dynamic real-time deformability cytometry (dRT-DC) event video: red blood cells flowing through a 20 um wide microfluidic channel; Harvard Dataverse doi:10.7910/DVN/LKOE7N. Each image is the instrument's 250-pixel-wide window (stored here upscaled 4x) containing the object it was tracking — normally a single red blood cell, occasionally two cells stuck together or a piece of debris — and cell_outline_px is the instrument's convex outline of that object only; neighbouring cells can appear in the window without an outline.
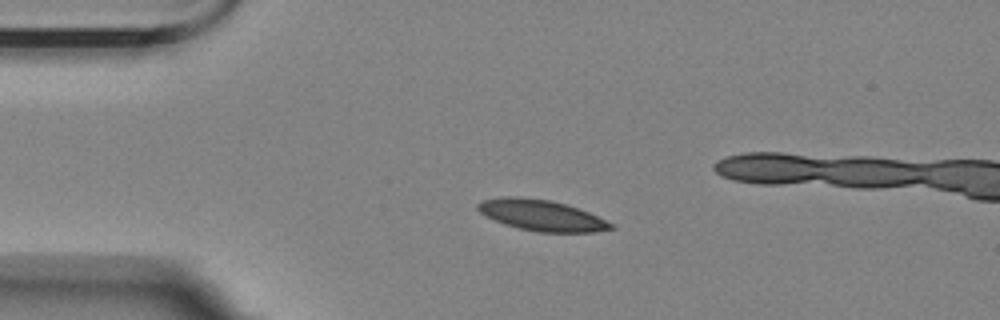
{"species": "Egyptian fruit bat (a non-hibernating species)", "species_latin": "Rousettus aegyptiacus", "temperature_condition": "room temperature", "stored_images_in_passage": 5, "segment_of_instrument_passage": [1, 2], "camera_frame_rate_fps": 3000, "um_per_image_px": 0.085, "animal": {"sex": "female"}, "frame": {"image": 1, "passage_image": 2, "time_ms": 1.0, "image_size_px": [1000, 320], "cell_outline_px": [[616, 228], [596, 232], [536, 232], [504, 224], [480, 212], [476, 208], [476, 204], [484, 200], [504, 196], [512, 196], [548, 200], [564, 204], [588, 212], [616, 224]], "centroid_in_image_um": [46.07, 18.31], "position_along_channel_um": 38.9, "area_um2": 23.76}}
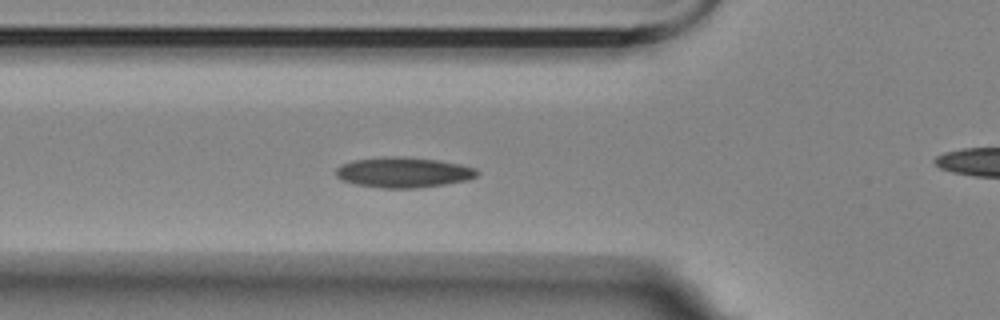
{"frame": {"image": 2, "passage_image": 4, "time_ms": 3.333, "image_size_px": [1000, 320], "cell_outline_px": [[480, 172], [476, 176], [468, 180], [444, 184], [416, 188], [380, 188], [356, 184], [340, 180], [336, 176], [336, 168], [340, 164], [356, 160], [392, 156], [396, 156], [436, 160], [460, 164], [476, 168]], "centroid_in_image_um": [34.28, 14.66], "position_along_channel_um": 91.5, "area_um2": 24.85}}